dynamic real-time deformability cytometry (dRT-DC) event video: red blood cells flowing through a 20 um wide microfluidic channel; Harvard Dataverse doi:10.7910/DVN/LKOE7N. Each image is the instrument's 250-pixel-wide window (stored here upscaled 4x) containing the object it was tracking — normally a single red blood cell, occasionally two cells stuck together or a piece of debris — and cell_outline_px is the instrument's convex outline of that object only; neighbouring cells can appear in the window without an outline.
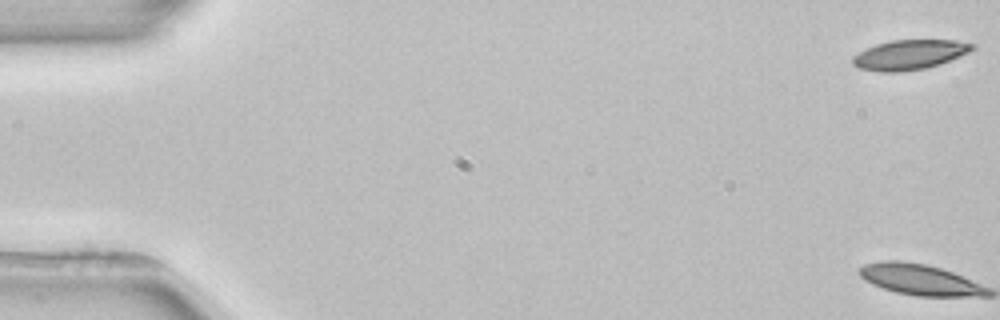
{"species": "common noctule bat (a hibernating species)", "species_latin": "Nyctalus noctula", "temperature_condition": "room temperature", "stored_images_in_passage": 5, "camera_frame_rate_fps": 3000, "um_per_image_px": 0.085, "animal": {"sex": "female", "body_mass_g": 22.7, "forearm_length_mm": 54.2}, "frame": {"image": 1, "passage_image": 1, "time_ms": 0.0, "image_size_px": [1000, 320], "cell_outline_px": [[976, 48], [968, 52], [940, 64], [924, 68], [900, 72], [880, 72], [860, 68], [852, 64], [852, 56], [876, 44], [892, 40], [956, 40], [976, 44]], "centroid_in_image_um": [77.32, 4.65], "position_along_channel_um": 7.7, "area_um2": 20.63}}